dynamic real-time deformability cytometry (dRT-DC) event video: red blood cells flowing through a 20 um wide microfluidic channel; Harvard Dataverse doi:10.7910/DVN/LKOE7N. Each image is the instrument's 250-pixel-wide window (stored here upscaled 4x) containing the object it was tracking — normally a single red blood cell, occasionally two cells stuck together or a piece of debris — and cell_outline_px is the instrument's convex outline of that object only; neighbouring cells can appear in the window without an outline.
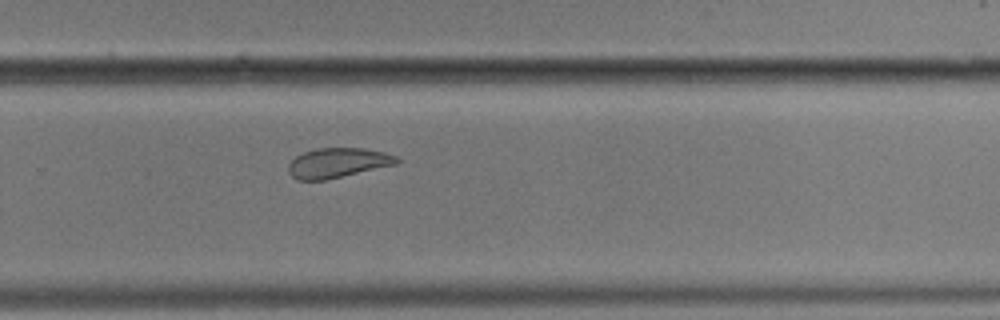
{"species": "common noctule bat (a hibernating species)", "species_latin": "Nyctalus noctula", "temperature_condition": "cold", "stored_images_in_passage": 11, "camera_frame_rate_fps": 3000, "um_per_image_px": 0.085, "animal": {"sex": "male", "body_mass_g": 17.9}, "frame": {"image": 1, "passage_image": 11, "time_ms": 12.667, "image_size_px": [1000, 320], "cell_outline_px": [[400, 164], [324, 180], [296, 180], [288, 172], [288, 164], [296, 156], [304, 152], [316, 148], [364, 148], [384, 152], [396, 156], [400, 160]], "centroid_in_image_um": [28.73, 13.84], "position_along_channel_um": 301.1, "area_um2": 18.96}}